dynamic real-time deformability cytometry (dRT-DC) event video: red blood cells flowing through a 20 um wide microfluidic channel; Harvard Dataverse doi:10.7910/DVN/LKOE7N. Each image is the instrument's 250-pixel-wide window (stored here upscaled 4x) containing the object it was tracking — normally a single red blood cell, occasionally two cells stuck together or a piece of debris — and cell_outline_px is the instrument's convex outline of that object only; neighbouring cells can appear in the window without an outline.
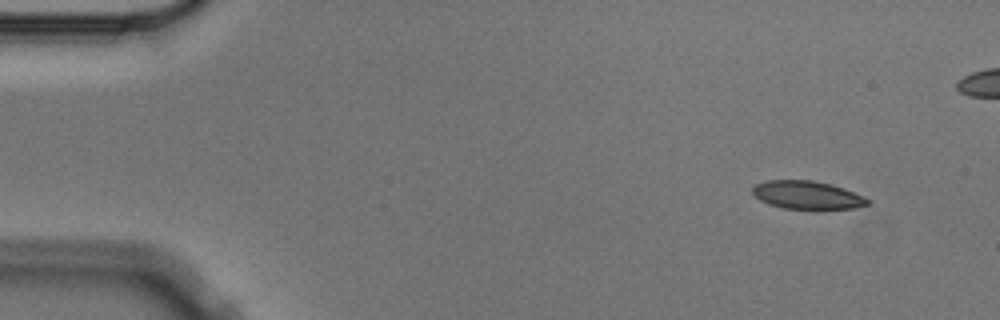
{"species": "Egyptian fruit bat (a non-hibernating species)", "species_latin": "Rousettus aegyptiacus", "temperature_condition": "cold", "stored_images_in_passage": 5, "camera_frame_rate_fps": 3000, "um_per_image_px": 0.085, "animal": {"sex": "male"}, "frame": {"image": 1, "passage_image": 1, "time_ms": 0.0, "image_size_px": [1000, 320], "cell_outline_px": [[872, 204], [852, 208], [784, 208], [768, 204], [760, 200], [752, 192], [752, 188], [756, 184], [768, 180], [812, 180], [832, 184], [844, 188], [864, 196], [872, 200]], "centroid_in_image_um": [68.65, 16.56], "position_along_channel_um": 16.4, "area_um2": 18.79}}